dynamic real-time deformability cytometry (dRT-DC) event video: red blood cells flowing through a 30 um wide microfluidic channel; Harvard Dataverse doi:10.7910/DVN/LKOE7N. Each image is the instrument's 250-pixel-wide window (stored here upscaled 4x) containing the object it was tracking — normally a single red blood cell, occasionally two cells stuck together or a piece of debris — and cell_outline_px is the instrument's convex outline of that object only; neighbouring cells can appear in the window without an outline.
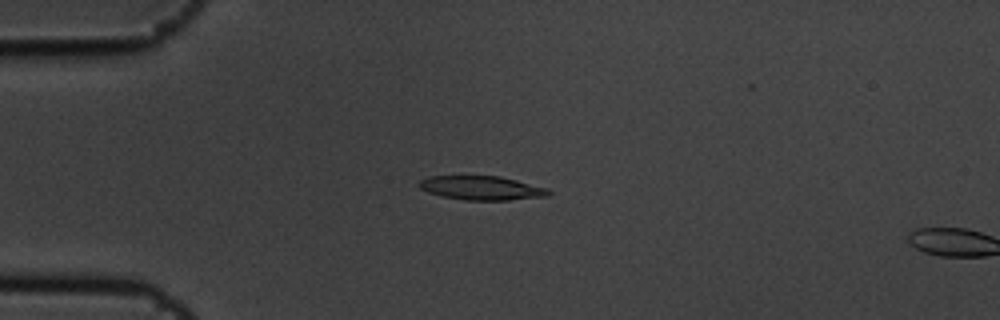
{"species": "common noctule bat (a hibernating species)", "species_latin": "Nyctalus noctula", "temperature_condition": "cold", "stored_images_in_passage": 4, "camera_frame_rate_fps": 3000, "um_per_image_px": 0.085, "animal": {"sex": "male", "body_mass_g": 19.5, "forearm_length_mm": 54.6}, "frame": {"image": 1, "passage_image": 3, "time_ms": 0.667, "image_size_px": [1000, 320], "cell_outline_px": [[552, 192], [548, 196], [508, 200], [464, 200], [440, 196], [428, 192], [420, 188], [420, 180], [428, 176], [500, 176], [548, 188]], "centroid_in_image_um": [40.95, 15.98], "position_along_channel_um": 44.1, "area_um2": 18.09}}